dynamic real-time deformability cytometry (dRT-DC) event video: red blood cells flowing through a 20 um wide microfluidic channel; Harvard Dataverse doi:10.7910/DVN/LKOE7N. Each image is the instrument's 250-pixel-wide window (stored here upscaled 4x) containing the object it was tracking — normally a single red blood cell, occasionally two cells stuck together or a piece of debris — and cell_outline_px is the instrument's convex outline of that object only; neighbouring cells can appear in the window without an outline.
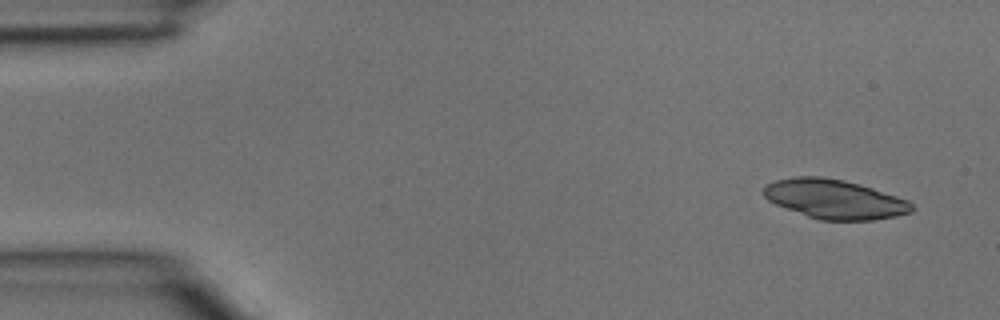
{"species": "common noctule bat (a hibernating species)", "species_latin": "Nyctalus noctula", "temperature_condition": "room temperature", "stored_images_in_passage": 4, "camera_frame_rate_fps": 3000, "um_per_image_px": 0.085, "animal": {"sex": "male", "body_mass_g": 15.6}, "frame": {"image": 1, "passage_image": 1, "time_ms": 0.0, "image_size_px": [1000, 320], "cell_outline_px": [[912, 212], [896, 216], [872, 220], [820, 220], [808, 216], [776, 204], [768, 200], [760, 192], [768, 184], [776, 180], [796, 176], [820, 176], [844, 180], [860, 184], [908, 200], [912, 204]], "centroid_in_image_um": [70.93, 16.92], "position_along_channel_um": 14.1, "area_um2": 33.7}}